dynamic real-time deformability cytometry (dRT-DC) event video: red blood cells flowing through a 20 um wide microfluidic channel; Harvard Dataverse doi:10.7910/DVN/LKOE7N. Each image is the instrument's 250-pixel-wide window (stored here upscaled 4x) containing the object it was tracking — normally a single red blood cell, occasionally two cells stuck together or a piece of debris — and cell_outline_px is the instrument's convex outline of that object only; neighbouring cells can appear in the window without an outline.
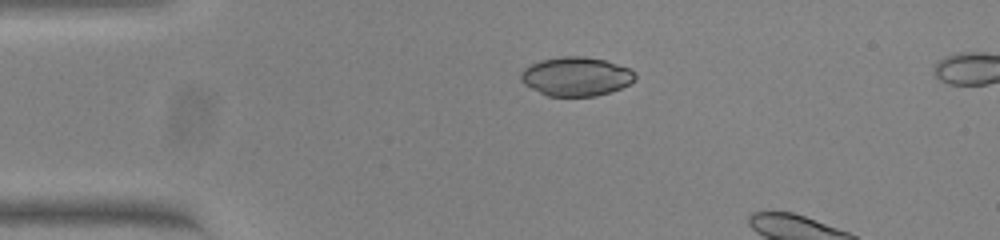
{"species": "common noctule bat (a hibernating species)", "species_latin": "Nyctalus noctula", "temperature_condition": "warm", "stored_images_in_passage": 5, "camera_frame_rate_fps": 3000, "um_per_image_px": 0.085, "animal": {"sex": "female", "body_mass_g": 23.0, "forearm_length_mm": 53.4}, "frame": {"image": 1, "passage_image": 1, "time_ms": 0.0, "image_size_px": [1000, 240], "cell_outline_px": [[636, 80], [620, 88], [596, 96], [548, 96], [524, 84], [520, 80], [520, 72], [524, 68], [540, 60], [560, 56], [584, 56], [604, 60], [628, 68], [636, 72]], "centroid_in_image_um": [48.96, 6.49], "position_along_channel_um": 36.0, "area_um2": 25.89}}